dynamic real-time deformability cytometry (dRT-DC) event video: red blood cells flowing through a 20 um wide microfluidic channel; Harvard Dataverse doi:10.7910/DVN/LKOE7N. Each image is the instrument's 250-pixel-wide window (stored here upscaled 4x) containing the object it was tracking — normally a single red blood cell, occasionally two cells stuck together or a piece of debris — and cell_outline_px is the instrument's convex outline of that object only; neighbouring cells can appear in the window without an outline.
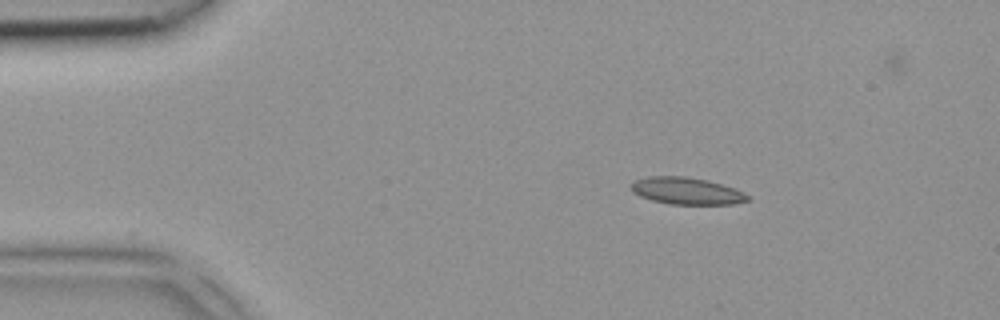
{"species": "common noctule bat (a hibernating species)", "species_latin": "Nyctalus noctula", "temperature_condition": "room temperature", "stored_images_in_passage": 6, "camera_frame_rate_fps": 3000, "um_per_image_px": 0.085, "animal": {"sex": "female", "body_mass_g": 18.4}, "frame": {"image": 1, "passage_image": 2, "time_ms": 0.333, "image_size_px": [1000, 320], "cell_outline_px": [[752, 200], [732, 204], [672, 204], [652, 200], [640, 196], [632, 192], [632, 184], [636, 180], [648, 176], [684, 176], [708, 180], [736, 188], [752, 196]], "centroid_in_image_um": [58.44, 16.23], "position_along_channel_um": 26.6, "area_um2": 18.44}}
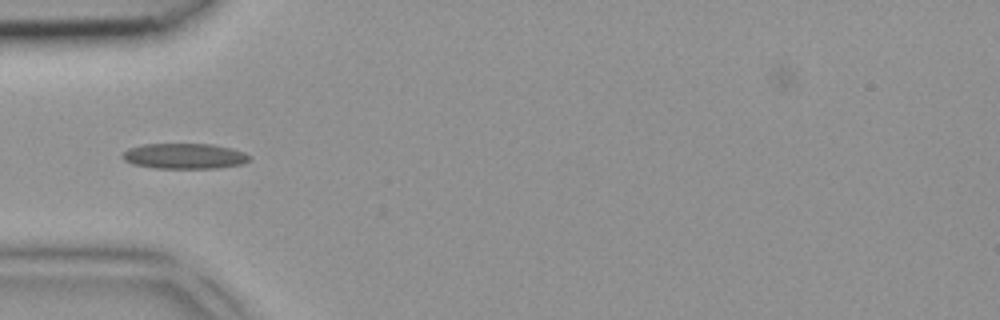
{"frame": {"image": 2, "passage_image": 4, "time_ms": 1.0, "image_size_px": [1000, 320], "cell_outline_px": [[252, 160], [244, 164], [216, 168], [156, 168], [132, 164], [124, 160], [120, 156], [128, 148], [144, 144], [212, 144], [232, 148], [244, 152], [252, 156]], "centroid_in_image_um": [15.72, 13.27], "position_along_channel_um": 69.3, "area_um2": 19.07}}